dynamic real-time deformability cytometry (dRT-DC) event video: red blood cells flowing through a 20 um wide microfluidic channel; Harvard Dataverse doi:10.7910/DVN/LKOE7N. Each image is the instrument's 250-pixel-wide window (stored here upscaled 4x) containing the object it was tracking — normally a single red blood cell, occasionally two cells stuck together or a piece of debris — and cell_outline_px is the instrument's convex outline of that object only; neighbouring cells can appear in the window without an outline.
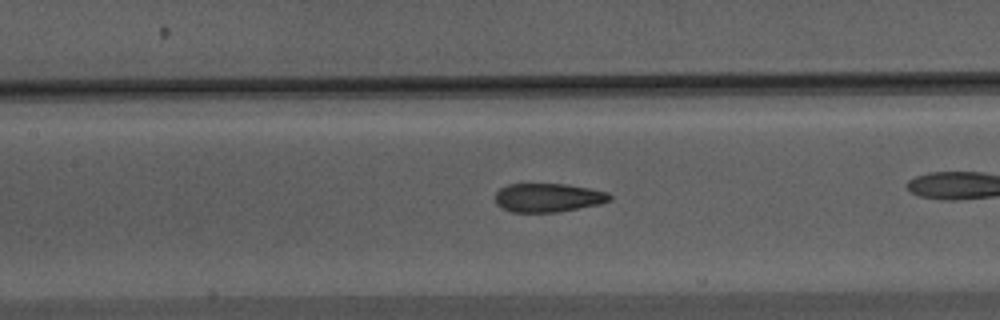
{"species": "Egyptian fruit bat (a non-hibernating species)", "species_latin": "Rousettus aegyptiacus", "temperature_condition": "warm", "stored_images_in_passage": 56, "camera_frame_rate_fps": 3000, "um_per_image_px": 0.085, "animal": {"sex": "male"}, "frame": {"image": 1, "passage_image": 25, "time_ms": 8.0, "image_size_px": [1000, 320], "cell_outline_px": [[612, 200], [600, 204], [560, 212], [512, 212], [500, 208], [496, 204], [496, 192], [500, 188], [508, 184], [564, 184], [588, 188], [608, 192], [612, 196]], "centroid_in_image_um": [46.59, 16.81], "position_along_channel_um": 160.8, "area_um2": 19.31}, "authors_computed_cell_mechanics": {"area_um2": 19.9121, "velocity_mm_per_s": 3.7224, "shape_relaxation_time_tau1_ms": 10.7889, "shape_relaxation_time_tau2_ms": 1.9059, "deformation_change_tau1": 0.2388, "deformation_change_tau2": 0.0819}}